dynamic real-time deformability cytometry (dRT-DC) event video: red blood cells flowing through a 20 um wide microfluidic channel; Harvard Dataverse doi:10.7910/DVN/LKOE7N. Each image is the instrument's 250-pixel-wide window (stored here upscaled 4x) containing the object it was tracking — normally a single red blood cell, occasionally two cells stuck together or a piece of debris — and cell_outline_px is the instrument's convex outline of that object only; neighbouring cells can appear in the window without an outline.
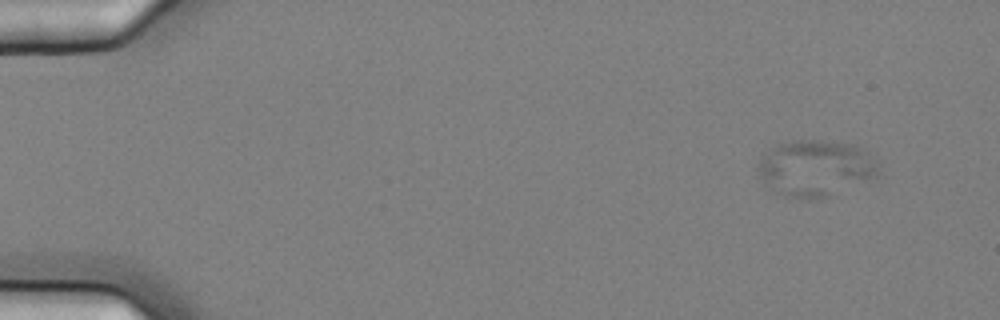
{"species": "common noctule bat (a hibernating species)", "species_latin": "Nyctalus noctula", "temperature_condition": "cold", "stored_images_in_passage": 5, "camera_frame_rate_fps": 3000, "um_per_image_px": 0.085, "animal": {"sex": "female", "body_mass_g": 25.1}, "frame": {"image": 1, "passage_image": 1, "time_ms": 0.0, "image_size_px": [1000, 320], "cell_outline_px": [[880, 176], [824, 196], [812, 200], [808, 200], [784, 196], [768, 188], [760, 176], [756, 168], [756, 164], [760, 156], [776, 144], [792, 140], [820, 140], [856, 144], [880, 160]], "centroid_in_image_um": [69.33, 14.27], "position_along_channel_um": 15.7, "area_um2": 40.23}}